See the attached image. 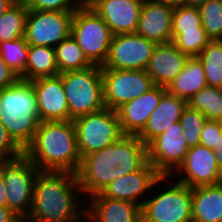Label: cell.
Returning a JSON list of instances; mask_svg holds the SVG:
<instances>
[{
    "label": "cell",
    "mask_w": 222,
    "mask_h": 222,
    "mask_svg": "<svg viewBox=\"0 0 222 222\" xmlns=\"http://www.w3.org/2000/svg\"><path fill=\"white\" fill-rule=\"evenodd\" d=\"M189 56L172 42L157 44L146 72L154 85L167 87L183 70Z\"/></svg>",
    "instance_id": "21"
},
{
    "label": "cell",
    "mask_w": 222,
    "mask_h": 222,
    "mask_svg": "<svg viewBox=\"0 0 222 222\" xmlns=\"http://www.w3.org/2000/svg\"><path fill=\"white\" fill-rule=\"evenodd\" d=\"M15 2L12 0H0V16L6 12Z\"/></svg>",
    "instance_id": "43"
},
{
    "label": "cell",
    "mask_w": 222,
    "mask_h": 222,
    "mask_svg": "<svg viewBox=\"0 0 222 222\" xmlns=\"http://www.w3.org/2000/svg\"><path fill=\"white\" fill-rule=\"evenodd\" d=\"M215 152V158L217 161V165L219 169L222 171V136L220 137L218 144L216 145L215 149H213Z\"/></svg>",
    "instance_id": "41"
},
{
    "label": "cell",
    "mask_w": 222,
    "mask_h": 222,
    "mask_svg": "<svg viewBox=\"0 0 222 222\" xmlns=\"http://www.w3.org/2000/svg\"><path fill=\"white\" fill-rule=\"evenodd\" d=\"M174 8L144 0L136 33L157 44L172 42Z\"/></svg>",
    "instance_id": "20"
},
{
    "label": "cell",
    "mask_w": 222,
    "mask_h": 222,
    "mask_svg": "<svg viewBox=\"0 0 222 222\" xmlns=\"http://www.w3.org/2000/svg\"><path fill=\"white\" fill-rule=\"evenodd\" d=\"M198 8L207 36L211 40H222V0H210Z\"/></svg>",
    "instance_id": "32"
},
{
    "label": "cell",
    "mask_w": 222,
    "mask_h": 222,
    "mask_svg": "<svg viewBox=\"0 0 222 222\" xmlns=\"http://www.w3.org/2000/svg\"><path fill=\"white\" fill-rule=\"evenodd\" d=\"M15 3H24L26 0H12Z\"/></svg>",
    "instance_id": "45"
},
{
    "label": "cell",
    "mask_w": 222,
    "mask_h": 222,
    "mask_svg": "<svg viewBox=\"0 0 222 222\" xmlns=\"http://www.w3.org/2000/svg\"><path fill=\"white\" fill-rule=\"evenodd\" d=\"M24 154L40 171L76 174L81 157L73 121H41Z\"/></svg>",
    "instance_id": "3"
},
{
    "label": "cell",
    "mask_w": 222,
    "mask_h": 222,
    "mask_svg": "<svg viewBox=\"0 0 222 222\" xmlns=\"http://www.w3.org/2000/svg\"><path fill=\"white\" fill-rule=\"evenodd\" d=\"M222 136V122L206 120L200 134V145L215 149Z\"/></svg>",
    "instance_id": "36"
},
{
    "label": "cell",
    "mask_w": 222,
    "mask_h": 222,
    "mask_svg": "<svg viewBox=\"0 0 222 222\" xmlns=\"http://www.w3.org/2000/svg\"><path fill=\"white\" fill-rule=\"evenodd\" d=\"M81 194L76 174L39 171L31 210L23 222H86L87 206L82 205L86 200Z\"/></svg>",
    "instance_id": "2"
},
{
    "label": "cell",
    "mask_w": 222,
    "mask_h": 222,
    "mask_svg": "<svg viewBox=\"0 0 222 222\" xmlns=\"http://www.w3.org/2000/svg\"><path fill=\"white\" fill-rule=\"evenodd\" d=\"M56 75H59V71L55 48L29 45L25 72L19 78L24 81H32Z\"/></svg>",
    "instance_id": "25"
},
{
    "label": "cell",
    "mask_w": 222,
    "mask_h": 222,
    "mask_svg": "<svg viewBox=\"0 0 222 222\" xmlns=\"http://www.w3.org/2000/svg\"><path fill=\"white\" fill-rule=\"evenodd\" d=\"M23 153L24 150L13 140L0 122V160L15 158Z\"/></svg>",
    "instance_id": "37"
},
{
    "label": "cell",
    "mask_w": 222,
    "mask_h": 222,
    "mask_svg": "<svg viewBox=\"0 0 222 222\" xmlns=\"http://www.w3.org/2000/svg\"><path fill=\"white\" fill-rule=\"evenodd\" d=\"M192 222H222V182L192 188Z\"/></svg>",
    "instance_id": "23"
},
{
    "label": "cell",
    "mask_w": 222,
    "mask_h": 222,
    "mask_svg": "<svg viewBox=\"0 0 222 222\" xmlns=\"http://www.w3.org/2000/svg\"><path fill=\"white\" fill-rule=\"evenodd\" d=\"M59 75L68 100L70 121L105 108L101 66Z\"/></svg>",
    "instance_id": "6"
},
{
    "label": "cell",
    "mask_w": 222,
    "mask_h": 222,
    "mask_svg": "<svg viewBox=\"0 0 222 222\" xmlns=\"http://www.w3.org/2000/svg\"><path fill=\"white\" fill-rule=\"evenodd\" d=\"M190 29H203L199 8L180 3L173 11L172 33Z\"/></svg>",
    "instance_id": "34"
},
{
    "label": "cell",
    "mask_w": 222,
    "mask_h": 222,
    "mask_svg": "<svg viewBox=\"0 0 222 222\" xmlns=\"http://www.w3.org/2000/svg\"><path fill=\"white\" fill-rule=\"evenodd\" d=\"M87 202L86 222H141V207L130 201L106 198L97 193Z\"/></svg>",
    "instance_id": "19"
},
{
    "label": "cell",
    "mask_w": 222,
    "mask_h": 222,
    "mask_svg": "<svg viewBox=\"0 0 222 222\" xmlns=\"http://www.w3.org/2000/svg\"><path fill=\"white\" fill-rule=\"evenodd\" d=\"M81 159L117 141L124 134L116 110L104 108L73 120Z\"/></svg>",
    "instance_id": "9"
},
{
    "label": "cell",
    "mask_w": 222,
    "mask_h": 222,
    "mask_svg": "<svg viewBox=\"0 0 222 222\" xmlns=\"http://www.w3.org/2000/svg\"><path fill=\"white\" fill-rule=\"evenodd\" d=\"M30 82L35 90L41 121L70 120L68 100L60 75L38 78Z\"/></svg>",
    "instance_id": "18"
},
{
    "label": "cell",
    "mask_w": 222,
    "mask_h": 222,
    "mask_svg": "<svg viewBox=\"0 0 222 222\" xmlns=\"http://www.w3.org/2000/svg\"><path fill=\"white\" fill-rule=\"evenodd\" d=\"M85 0H26L29 10L74 12Z\"/></svg>",
    "instance_id": "35"
},
{
    "label": "cell",
    "mask_w": 222,
    "mask_h": 222,
    "mask_svg": "<svg viewBox=\"0 0 222 222\" xmlns=\"http://www.w3.org/2000/svg\"><path fill=\"white\" fill-rule=\"evenodd\" d=\"M55 52L59 74L80 71L93 66L71 35L55 47Z\"/></svg>",
    "instance_id": "26"
},
{
    "label": "cell",
    "mask_w": 222,
    "mask_h": 222,
    "mask_svg": "<svg viewBox=\"0 0 222 222\" xmlns=\"http://www.w3.org/2000/svg\"><path fill=\"white\" fill-rule=\"evenodd\" d=\"M39 168L23 153L0 160V172L7 191V207L23 221L30 213L34 184Z\"/></svg>",
    "instance_id": "8"
},
{
    "label": "cell",
    "mask_w": 222,
    "mask_h": 222,
    "mask_svg": "<svg viewBox=\"0 0 222 222\" xmlns=\"http://www.w3.org/2000/svg\"><path fill=\"white\" fill-rule=\"evenodd\" d=\"M166 92V87L154 85L144 94L117 108L116 113L122 133L138 136Z\"/></svg>",
    "instance_id": "17"
},
{
    "label": "cell",
    "mask_w": 222,
    "mask_h": 222,
    "mask_svg": "<svg viewBox=\"0 0 222 222\" xmlns=\"http://www.w3.org/2000/svg\"><path fill=\"white\" fill-rule=\"evenodd\" d=\"M187 105L186 100L166 92L162 96L158 106L151 113L143 131L137 137L147 146L168 127L180 121Z\"/></svg>",
    "instance_id": "22"
},
{
    "label": "cell",
    "mask_w": 222,
    "mask_h": 222,
    "mask_svg": "<svg viewBox=\"0 0 222 222\" xmlns=\"http://www.w3.org/2000/svg\"><path fill=\"white\" fill-rule=\"evenodd\" d=\"M207 86L203 64L198 57H189L181 73L166 87L169 94L189 99Z\"/></svg>",
    "instance_id": "24"
},
{
    "label": "cell",
    "mask_w": 222,
    "mask_h": 222,
    "mask_svg": "<svg viewBox=\"0 0 222 222\" xmlns=\"http://www.w3.org/2000/svg\"><path fill=\"white\" fill-rule=\"evenodd\" d=\"M156 4L167 5L170 7H176L178 4L182 2V0H150Z\"/></svg>",
    "instance_id": "42"
},
{
    "label": "cell",
    "mask_w": 222,
    "mask_h": 222,
    "mask_svg": "<svg viewBox=\"0 0 222 222\" xmlns=\"http://www.w3.org/2000/svg\"><path fill=\"white\" fill-rule=\"evenodd\" d=\"M161 176L154 166L147 162L141 169L111 181L101 194L106 198L130 201L142 207L149 191Z\"/></svg>",
    "instance_id": "15"
},
{
    "label": "cell",
    "mask_w": 222,
    "mask_h": 222,
    "mask_svg": "<svg viewBox=\"0 0 222 222\" xmlns=\"http://www.w3.org/2000/svg\"><path fill=\"white\" fill-rule=\"evenodd\" d=\"M74 12L29 10L24 38L28 45L55 48L71 35Z\"/></svg>",
    "instance_id": "12"
},
{
    "label": "cell",
    "mask_w": 222,
    "mask_h": 222,
    "mask_svg": "<svg viewBox=\"0 0 222 222\" xmlns=\"http://www.w3.org/2000/svg\"><path fill=\"white\" fill-rule=\"evenodd\" d=\"M0 122L23 150L32 142L41 120L30 81L19 79L0 89Z\"/></svg>",
    "instance_id": "4"
},
{
    "label": "cell",
    "mask_w": 222,
    "mask_h": 222,
    "mask_svg": "<svg viewBox=\"0 0 222 222\" xmlns=\"http://www.w3.org/2000/svg\"><path fill=\"white\" fill-rule=\"evenodd\" d=\"M156 46L138 33L113 35L101 69L146 70Z\"/></svg>",
    "instance_id": "11"
},
{
    "label": "cell",
    "mask_w": 222,
    "mask_h": 222,
    "mask_svg": "<svg viewBox=\"0 0 222 222\" xmlns=\"http://www.w3.org/2000/svg\"><path fill=\"white\" fill-rule=\"evenodd\" d=\"M188 149L178 121L147 145L148 162L162 176H170L183 162Z\"/></svg>",
    "instance_id": "14"
},
{
    "label": "cell",
    "mask_w": 222,
    "mask_h": 222,
    "mask_svg": "<svg viewBox=\"0 0 222 222\" xmlns=\"http://www.w3.org/2000/svg\"><path fill=\"white\" fill-rule=\"evenodd\" d=\"M187 104L204 114L208 120L222 122V88L206 86L195 93Z\"/></svg>",
    "instance_id": "29"
},
{
    "label": "cell",
    "mask_w": 222,
    "mask_h": 222,
    "mask_svg": "<svg viewBox=\"0 0 222 222\" xmlns=\"http://www.w3.org/2000/svg\"><path fill=\"white\" fill-rule=\"evenodd\" d=\"M6 197H7L6 186H5V182L3 179V175L0 172V206L7 207Z\"/></svg>",
    "instance_id": "40"
},
{
    "label": "cell",
    "mask_w": 222,
    "mask_h": 222,
    "mask_svg": "<svg viewBox=\"0 0 222 222\" xmlns=\"http://www.w3.org/2000/svg\"><path fill=\"white\" fill-rule=\"evenodd\" d=\"M170 176L190 188L222 181V171L217 165L214 150L202 145L189 148L183 162Z\"/></svg>",
    "instance_id": "13"
},
{
    "label": "cell",
    "mask_w": 222,
    "mask_h": 222,
    "mask_svg": "<svg viewBox=\"0 0 222 222\" xmlns=\"http://www.w3.org/2000/svg\"><path fill=\"white\" fill-rule=\"evenodd\" d=\"M105 108L116 110L150 90L154 84L145 70L101 69Z\"/></svg>",
    "instance_id": "10"
},
{
    "label": "cell",
    "mask_w": 222,
    "mask_h": 222,
    "mask_svg": "<svg viewBox=\"0 0 222 222\" xmlns=\"http://www.w3.org/2000/svg\"><path fill=\"white\" fill-rule=\"evenodd\" d=\"M29 45L24 37L0 43V56L20 77L25 72Z\"/></svg>",
    "instance_id": "30"
},
{
    "label": "cell",
    "mask_w": 222,
    "mask_h": 222,
    "mask_svg": "<svg viewBox=\"0 0 222 222\" xmlns=\"http://www.w3.org/2000/svg\"><path fill=\"white\" fill-rule=\"evenodd\" d=\"M20 78L13 70L3 61L0 56V89L15 84Z\"/></svg>",
    "instance_id": "38"
},
{
    "label": "cell",
    "mask_w": 222,
    "mask_h": 222,
    "mask_svg": "<svg viewBox=\"0 0 222 222\" xmlns=\"http://www.w3.org/2000/svg\"><path fill=\"white\" fill-rule=\"evenodd\" d=\"M113 35L136 33L144 0H86Z\"/></svg>",
    "instance_id": "16"
},
{
    "label": "cell",
    "mask_w": 222,
    "mask_h": 222,
    "mask_svg": "<svg viewBox=\"0 0 222 222\" xmlns=\"http://www.w3.org/2000/svg\"><path fill=\"white\" fill-rule=\"evenodd\" d=\"M71 36L93 65L102 66L105 63L113 34L86 2L74 11Z\"/></svg>",
    "instance_id": "7"
},
{
    "label": "cell",
    "mask_w": 222,
    "mask_h": 222,
    "mask_svg": "<svg viewBox=\"0 0 222 222\" xmlns=\"http://www.w3.org/2000/svg\"><path fill=\"white\" fill-rule=\"evenodd\" d=\"M151 192L141 207V222H192V188L171 176H161Z\"/></svg>",
    "instance_id": "5"
},
{
    "label": "cell",
    "mask_w": 222,
    "mask_h": 222,
    "mask_svg": "<svg viewBox=\"0 0 222 222\" xmlns=\"http://www.w3.org/2000/svg\"><path fill=\"white\" fill-rule=\"evenodd\" d=\"M29 9L15 3L0 16V43L24 37Z\"/></svg>",
    "instance_id": "27"
},
{
    "label": "cell",
    "mask_w": 222,
    "mask_h": 222,
    "mask_svg": "<svg viewBox=\"0 0 222 222\" xmlns=\"http://www.w3.org/2000/svg\"><path fill=\"white\" fill-rule=\"evenodd\" d=\"M197 57L203 64L207 86L222 88V40H211Z\"/></svg>",
    "instance_id": "28"
},
{
    "label": "cell",
    "mask_w": 222,
    "mask_h": 222,
    "mask_svg": "<svg viewBox=\"0 0 222 222\" xmlns=\"http://www.w3.org/2000/svg\"><path fill=\"white\" fill-rule=\"evenodd\" d=\"M211 39L204 29L183 30V33H172V43L189 57H197Z\"/></svg>",
    "instance_id": "31"
},
{
    "label": "cell",
    "mask_w": 222,
    "mask_h": 222,
    "mask_svg": "<svg viewBox=\"0 0 222 222\" xmlns=\"http://www.w3.org/2000/svg\"><path fill=\"white\" fill-rule=\"evenodd\" d=\"M148 162L147 146L137 136L123 135L113 144L81 159L76 173L87 199L116 178L141 169Z\"/></svg>",
    "instance_id": "1"
},
{
    "label": "cell",
    "mask_w": 222,
    "mask_h": 222,
    "mask_svg": "<svg viewBox=\"0 0 222 222\" xmlns=\"http://www.w3.org/2000/svg\"><path fill=\"white\" fill-rule=\"evenodd\" d=\"M0 222H23V220L8 207L0 206Z\"/></svg>",
    "instance_id": "39"
},
{
    "label": "cell",
    "mask_w": 222,
    "mask_h": 222,
    "mask_svg": "<svg viewBox=\"0 0 222 222\" xmlns=\"http://www.w3.org/2000/svg\"><path fill=\"white\" fill-rule=\"evenodd\" d=\"M207 118L197 109L187 105L180 118V123L183 130V137L187 141L189 148L200 145V134L203 124Z\"/></svg>",
    "instance_id": "33"
},
{
    "label": "cell",
    "mask_w": 222,
    "mask_h": 222,
    "mask_svg": "<svg viewBox=\"0 0 222 222\" xmlns=\"http://www.w3.org/2000/svg\"><path fill=\"white\" fill-rule=\"evenodd\" d=\"M210 0H182V4L188 5V6H194L199 7L202 4L207 3Z\"/></svg>",
    "instance_id": "44"
}]
</instances>
